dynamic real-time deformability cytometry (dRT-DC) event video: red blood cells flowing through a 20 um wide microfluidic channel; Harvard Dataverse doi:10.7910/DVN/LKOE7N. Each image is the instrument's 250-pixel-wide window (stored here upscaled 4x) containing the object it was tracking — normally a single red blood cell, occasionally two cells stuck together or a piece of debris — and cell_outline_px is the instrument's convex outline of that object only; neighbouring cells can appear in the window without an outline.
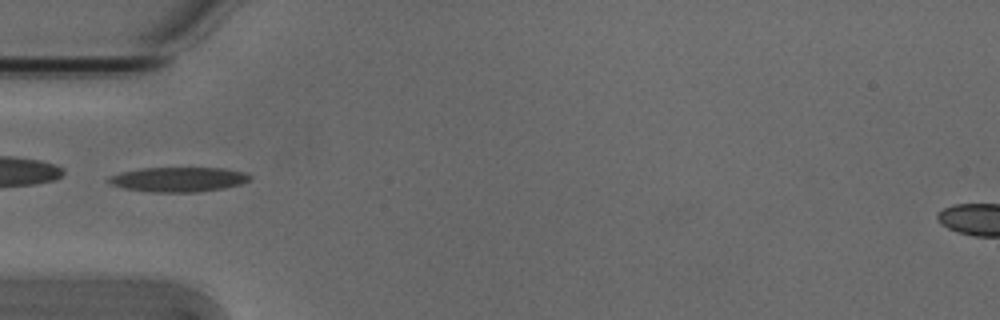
{"species": "Egyptian fruit bat (a non-hibernating species)", "species_latin": "Rousettus aegyptiacus", "temperature_condition": "cold", "stored_images_in_passage": 5, "camera_frame_rate_fps": 3000, "um_per_image_px": 0.085, "animal": {"sex": "male"}, "frame": {"image": 1, "passage_image": 4, "time_ms": 1.0, "image_size_px": [1000, 320], "cell_outline_px": [[252, 176], [248, 180], [240, 184], [224, 188], [196, 192], [152, 192], [124, 188], [112, 184], [108, 180], [108, 176], [120, 172], [140, 168], [224, 168], [248, 172]], "centroid_in_image_um": [15.19, 15.24], "position_along_channel_um": 69.8, "area_um2": 20.35}}